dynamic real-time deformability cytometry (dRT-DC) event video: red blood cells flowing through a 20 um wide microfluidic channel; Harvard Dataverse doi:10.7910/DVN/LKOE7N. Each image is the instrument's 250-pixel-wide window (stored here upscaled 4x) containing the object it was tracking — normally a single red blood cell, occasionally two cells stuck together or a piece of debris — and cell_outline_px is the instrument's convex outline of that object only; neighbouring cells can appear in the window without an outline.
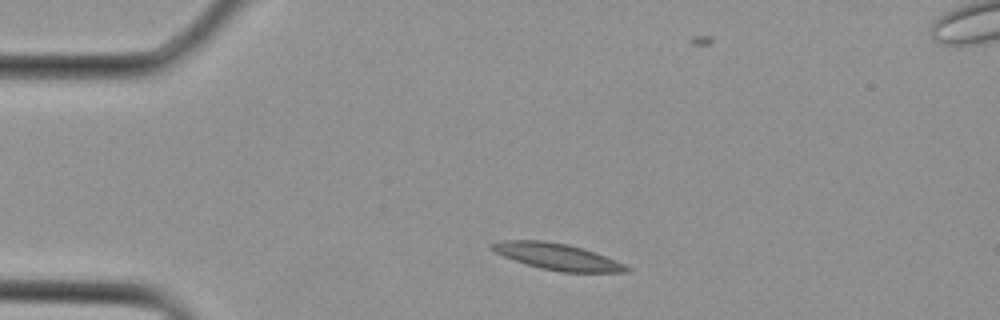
{"species": "Egyptian fruit bat (a non-hibernating species)", "species_latin": "Rousettus aegyptiacus", "temperature_condition": "cold", "stored_images_in_passage": 3, "camera_frame_rate_fps": 3000, "um_per_image_px": 0.085, "animal": {"sex": "female"}, "frame": {"image": 1, "passage_image": 1, "time_ms": 0.0, "image_size_px": [1000, 320], "cell_outline_px": [[632, 268], [628, 272], [560, 272], [540, 268], [504, 256], [488, 248], [488, 244], [500, 240], [544, 240], [568, 244], [616, 260]], "centroid_in_image_um": [47.33, 21.8], "position_along_channel_um": 37.7, "area_um2": 20.58}}